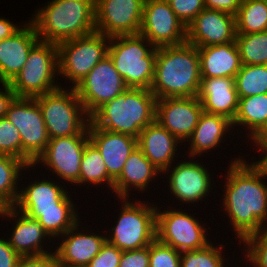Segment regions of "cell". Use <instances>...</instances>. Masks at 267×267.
<instances>
[{
	"label": "cell",
	"instance_id": "1",
	"mask_svg": "<svg viewBox=\"0 0 267 267\" xmlns=\"http://www.w3.org/2000/svg\"><path fill=\"white\" fill-rule=\"evenodd\" d=\"M239 154L243 153L234 154L225 167L227 171L221 173L224 176L220 177L225 178L221 179L223 182L220 180L223 191L218 206L220 214H224L223 220L228 218L231 229L228 232H235L232 237L238 240V245L248 236L267 228V174L255 160L247 159L249 154Z\"/></svg>",
	"mask_w": 267,
	"mask_h": 267
},
{
	"label": "cell",
	"instance_id": "2",
	"mask_svg": "<svg viewBox=\"0 0 267 267\" xmlns=\"http://www.w3.org/2000/svg\"><path fill=\"white\" fill-rule=\"evenodd\" d=\"M30 170L36 173V168L33 165L25 168L27 176L30 174L29 179L31 177L34 180L27 179L28 182L24 181L25 185L20 183L19 197L14 207L30 218L37 219L55 241L83 218L78 212L82 205L79 204L77 207L78 204L74 202V199L77 201L76 187L68 189L67 185L56 178H46V172H42L43 175L40 173L39 176L43 178H37V174L34 178ZM73 193L76 195L75 198L72 197Z\"/></svg>",
	"mask_w": 267,
	"mask_h": 267
},
{
	"label": "cell",
	"instance_id": "3",
	"mask_svg": "<svg viewBox=\"0 0 267 267\" xmlns=\"http://www.w3.org/2000/svg\"><path fill=\"white\" fill-rule=\"evenodd\" d=\"M201 81L198 48L188 42L157 48L150 87L156 99L195 97Z\"/></svg>",
	"mask_w": 267,
	"mask_h": 267
},
{
	"label": "cell",
	"instance_id": "4",
	"mask_svg": "<svg viewBox=\"0 0 267 267\" xmlns=\"http://www.w3.org/2000/svg\"><path fill=\"white\" fill-rule=\"evenodd\" d=\"M30 15L40 41L60 42L96 31L95 0H49Z\"/></svg>",
	"mask_w": 267,
	"mask_h": 267
},
{
	"label": "cell",
	"instance_id": "5",
	"mask_svg": "<svg viewBox=\"0 0 267 267\" xmlns=\"http://www.w3.org/2000/svg\"><path fill=\"white\" fill-rule=\"evenodd\" d=\"M156 100L149 89L127 88L99 107L90 121L98 128L138 138L155 121Z\"/></svg>",
	"mask_w": 267,
	"mask_h": 267
},
{
	"label": "cell",
	"instance_id": "6",
	"mask_svg": "<svg viewBox=\"0 0 267 267\" xmlns=\"http://www.w3.org/2000/svg\"><path fill=\"white\" fill-rule=\"evenodd\" d=\"M114 200L120 201L121 208L115 210L120 211L106 231V241L122 251L149 246L156 239L157 199L156 203L135 197Z\"/></svg>",
	"mask_w": 267,
	"mask_h": 267
},
{
	"label": "cell",
	"instance_id": "7",
	"mask_svg": "<svg viewBox=\"0 0 267 267\" xmlns=\"http://www.w3.org/2000/svg\"><path fill=\"white\" fill-rule=\"evenodd\" d=\"M107 55L128 88L150 90L157 47L145 37L140 34L111 37Z\"/></svg>",
	"mask_w": 267,
	"mask_h": 267
},
{
	"label": "cell",
	"instance_id": "8",
	"mask_svg": "<svg viewBox=\"0 0 267 267\" xmlns=\"http://www.w3.org/2000/svg\"><path fill=\"white\" fill-rule=\"evenodd\" d=\"M181 156L180 160L178 159L162 173V176L164 175L166 177H162V179H164L162 180V184L166 179L165 184L167 183V186L165 185V187L168 190L170 189L167 194L171 197H169L168 200L170 201L171 199H174L171 200L173 202V207L174 203L178 202L176 203L177 205L175 204V207L178 205L180 207L183 204L181 206L183 208L184 206H188L187 208L191 206L198 208L199 201H202L200 203L202 205L203 201L204 203L208 202V195L209 197H212V195L210 196L213 192L212 190L217 193L219 191L215 190V188H219V186H216V181L213 179V174L215 173H213L214 170L211 169L212 172L209 170L210 167H206V165L209 164H204L203 160L205 161V159H197V157L189 156L186 158L183 155Z\"/></svg>",
	"mask_w": 267,
	"mask_h": 267
},
{
	"label": "cell",
	"instance_id": "9",
	"mask_svg": "<svg viewBox=\"0 0 267 267\" xmlns=\"http://www.w3.org/2000/svg\"><path fill=\"white\" fill-rule=\"evenodd\" d=\"M157 204L159 205L156 210V238L160 242L173 247L180 253L199 250L212 241L215 242L210 239L209 232L211 233L212 230L209 229V225L201 221L202 218L195 216L197 208L193 212L191 208L172 207V204L165 207L160 204V201ZM160 205L164 207V210L161 211Z\"/></svg>",
	"mask_w": 267,
	"mask_h": 267
},
{
	"label": "cell",
	"instance_id": "10",
	"mask_svg": "<svg viewBox=\"0 0 267 267\" xmlns=\"http://www.w3.org/2000/svg\"><path fill=\"white\" fill-rule=\"evenodd\" d=\"M43 115L50 139L89 135L90 116L86 113L75 88H64L34 97Z\"/></svg>",
	"mask_w": 267,
	"mask_h": 267
},
{
	"label": "cell",
	"instance_id": "11",
	"mask_svg": "<svg viewBox=\"0 0 267 267\" xmlns=\"http://www.w3.org/2000/svg\"><path fill=\"white\" fill-rule=\"evenodd\" d=\"M58 77L57 44L39 41L29 52L25 66L9 84L16 97L34 98L63 87V80Z\"/></svg>",
	"mask_w": 267,
	"mask_h": 267
},
{
	"label": "cell",
	"instance_id": "12",
	"mask_svg": "<svg viewBox=\"0 0 267 267\" xmlns=\"http://www.w3.org/2000/svg\"><path fill=\"white\" fill-rule=\"evenodd\" d=\"M110 38L97 31L57 44L59 77L63 87L75 88L107 56ZM69 83V84H68ZM71 84V85H70Z\"/></svg>",
	"mask_w": 267,
	"mask_h": 267
},
{
	"label": "cell",
	"instance_id": "13",
	"mask_svg": "<svg viewBox=\"0 0 267 267\" xmlns=\"http://www.w3.org/2000/svg\"><path fill=\"white\" fill-rule=\"evenodd\" d=\"M5 117L20 132L21 160L27 165H33L50 139L37 101L35 98L15 97Z\"/></svg>",
	"mask_w": 267,
	"mask_h": 267
},
{
	"label": "cell",
	"instance_id": "14",
	"mask_svg": "<svg viewBox=\"0 0 267 267\" xmlns=\"http://www.w3.org/2000/svg\"><path fill=\"white\" fill-rule=\"evenodd\" d=\"M89 141V135L49 139L44 152L33 163V166L39 170L38 167L41 165V173L44 170L43 168L46 169L44 171L49 169L50 171L47 173L50 174L48 176L56 177L59 182L67 183V186L71 184L69 188L72 186L78 188L81 158Z\"/></svg>",
	"mask_w": 267,
	"mask_h": 267
},
{
	"label": "cell",
	"instance_id": "15",
	"mask_svg": "<svg viewBox=\"0 0 267 267\" xmlns=\"http://www.w3.org/2000/svg\"><path fill=\"white\" fill-rule=\"evenodd\" d=\"M0 221L6 222L9 237L7 240L14 251L20 256H35L54 251V240L42 228L37 219L30 218L18 211L14 206L0 209ZM12 224L8 229V223ZM11 233L9 234V232ZM48 242V243H47ZM50 243H53L50 245ZM49 245V246H48ZM52 246V247H51ZM52 249V250H51Z\"/></svg>",
	"mask_w": 267,
	"mask_h": 267
},
{
	"label": "cell",
	"instance_id": "16",
	"mask_svg": "<svg viewBox=\"0 0 267 267\" xmlns=\"http://www.w3.org/2000/svg\"><path fill=\"white\" fill-rule=\"evenodd\" d=\"M127 88L124 79L107 55L96 64L75 90L86 113L91 116L104 103L113 100Z\"/></svg>",
	"mask_w": 267,
	"mask_h": 267
},
{
	"label": "cell",
	"instance_id": "17",
	"mask_svg": "<svg viewBox=\"0 0 267 267\" xmlns=\"http://www.w3.org/2000/svg\"><path fill=\"white\" fill-rule=\"evenodd\" d=\"M140 35L154 47L186 42V26L178 19L167 0H145Z\"/></svg>",
	"mask_w": 267,
	"mask_h": 267
},
{
	"label": "cell",
	"instance_id": "18",
	"mask_svg": "<svg viewBox=\"0 0 267 267\" xmlns=\"http://www.w3.org/2000/svg\"><path fill=\"white\" fill-rule=\"evenodd\" d=\"M145 0H95L96 31L111 37L140 32Z\"/></svg>",
	"mask_w": 267,
	"mask_h": 267
},
{
	"label": "cell",
	"instance_id": "19",
	"mask_svg": "<svg viewBox=\"0 0 267 267\" xmlns=\"http://www.w3.org/2000/svg\"><path fill=\"white\" fill-rule=\"evenodd\" d=\"M81 220H84V218L80 219L71 229L55 240L57 242L54 244L58 246L55 245L54 253L57 262L62 265L86 267L100 252L102 245L106 241V234L104 233L106 230L99 231L97 228H93L94 230L92 231V227L85 224V222H81ZM87 226L90 231L86 228Z\"/></svg>",
	"mask_w": 267,
	"mask_h": 267
},
{
	"label": "cell",
	"instance_id": "20",
	"mask_svg": "<svg viewBox=\"0 0 267 267\" xmlns=\"http://www.w3.org/2000/svg\"><path fill=\"white\" fill-rule=\"evenodd\" d=\"M203 113L197 96L156 100L155 120L183 145L191 137Z\"/></svg>",
	"mask_w": 267,
	"mask_h": 267
},
{
	"label": "cell",
	"instance_id": "21",
	"mask_svg": "<svg viewBox=\"0 0 267 267\" xmlns=\"http://www.w3.org/2000/svg\"><path fill=\"white\" fill-rule=\"evenodd\" d=\"M235 16L227 12L202 10L186 27V42L199 47L235 42Z\"/></svg>",
	"mask_w": 267,
	"mask_h": 267
},
{
	"label": "cell",
	"instance_id": "22",
	"mask_svg": "<svg viewBox=\"0 0 267 267\" xmlns=\"http://www.w3.org/2000/svg\"><path fill=\"white\" fill-rule=\"evenodd\" d=\"M161 175L162 172L145 157L138 147H136L128 156L122 173L114 181L113 195H115V198H130L132 196L134 197V195L135 198L136 196L138 198V193L141 192L142 194L145 193V191L149 193L148 190L150 188H155L156 180V186L159 187L158 185L161 184L160 179L163 177ZM151 183L154 184L153 187ZM132 191L138 192L137 194L135 192L132 194Z\"/></svg>",
	"mask_w": 267,
	"mask_h": 267
},
{
	"label": "cell",
	"instance_id": "23",
	"mask_svg": "<svg viewBox=\"0 0 267 267\" xmlns=\"http://www.w3.org/2000/svg\"><path fill=\"white\" fill-rule=\"evenodd\" d=\"M232 132L234 133V129L231 120L203 111L191 137L184 144L186 147L188 146L187 151L183 152L184 156L206 158L211 153L210 151L213 150L216 153L215 150L219 151L220 147H225L224 143L228 141L227 135H231L232 139L238 138L234 137ZM221 144L223 146H220Z\"/></svg>",
	"mask_w": 267,
	"mask_h": 267
},
{
	"label": "cell",
	"instance_id": "24",
	"mask_svg": "<svg viewBox=\"0 0 267 267\" xmlns=\"http://www.w3.org/2000/svg\"><path fill=\"white\" fill-rule=\"evenodd\" d=\"M182 145L175 136L169 133L156 120L142 129L137 138V147L162 173L174 164L177 158L180 159L181 154L184 155V153H180L182 152L180 151L182 150Z\"/></svg>",
	"mask_w": 267,
	"mask_h": 267
},
{
	"label": "cell",
	"instance_id": "25",
	"mask_svg": "<svg viewBox=\"0 0 267 267\" xmlns=\"http://www.w3.org/2000/svg\"><path fill=\"white\" fill-rule=\"evenodd\" d=\"M89 140L98 148L105 162L108 175L115 181L124 168V164L137 147V138L121 133L110 132L88 124Z\"/></svg>",
	"mask_w": 267,
	"mask_h": 267
},
{
	"label": "cell",
	"instance_id": "26",
	"mask_svg": "<svg viewBox=\"0 0 267 267\" xmlns=\"http://www.w3.org/2000/svg\"><path fill=\"white\" fill-rule=\"evenodd\" d=\"M39 41L29 20L13 36L0 41V82L10 83L17 76L25 66L29 52Z\"/></svg>",
	"mask_w": 267,
	"mask_h": 267
},
{
	"label": "cell",
	"instance_id": "27",
	"mask_svg": "<svg viewBox=\"0 0 267 267\" xmlns=\"http://www.w3.org/2000/svg\"><path fill=\"white\" fill-rule=\"evenodd\" d=\"M197 98L204 112L224 116L233 122L239 103L235 78H201Z\"/></svg>",
	"mask_w": 267,
	"mask_h": 267
},
{
	"label": "cell",
	"instance_id": "28",
	"mask_svg": "<svg viewBox=\"0 0 267 267\" xmlns=\"http://www.w3.org/2000/svg\"><path fill=\"white\" fill-rule=\"evenodd\" d=\"M201 78H235L242 63L235 42L199 47Z\"/></svg>",
	"mask_w": 267,
	"mask_h": 267
},
{
	"label": "cell",
	"instance_id": "29",
	"mask_svg": "<svg viewBox=\"0 0 267 267\" xmlns=\"http://www.w3.org/2000/svg\"><path fill=\"white\" fill-rule=\"evenodd\" d=\"M267 120V93L239 98L238 111L232 122L234 134L242 143L250 139ZM239 131H238V130ZM243 130V131H242ZM237 132V134L235 133ZM245 138V140H244Z\"/></svg>",
	"mask_w": 267,
	"mask_h": 267
},
{
	"label": "cell",
	"instance_id": "30",
	"mask_svg": "<svg viewBox=\"0 0 267 267\" xmlns=\"http://www.w3.org/2000/svg\"><path fill=\"white\" fill-rule=\"evenodd\" d=\"M82 187L83 189L87 188L85 190H87L88 193L90 187H94L93 189L95 190L101 187L102 190L106 187L108 190L106 193L109 196H111L109 193L113 194L114 180L108 175L100 151L91 141L86 144L80 163L79 188L82 189ZM109 190L111 192H109Z\"/></svg>",
	"mask_w": 267,
	"mask_h": 267
},
{
	"label": "cell",
	"instance_id": "31",
	"mask_svg": "<svg viewBox=\"0 0 267 267\" xmlns=\"http://www.w3.org/2000/svg\"><path fill=\"white\" fill-rule=\"evenodd\" d=\"M27 166L21 159L0 155V209L15 206L19 197L20 183H24L23 180L28 178L24 176Z\"/></svg>",
	"mask_w": 267,
	"mask_h": 267
},
{
	"label": "cell",
	"instance_id": "32",
	"mask_svg": "<svg viewBox=\"0 0 267 267\" xmlns=\"http://www.w3.org/2000/svg\"><path fill=\"white\" fill-rule=\"evenodd\" d=\"M236 34L267 30V0H242L235 15Z\"/></svg>",
	"mask_w": 267,
	"mask_h": 267
},
{
	"label": "cell",
	"instance_id": "33",
	"mask_svg": "<svg viewBox=\"0 0 267 267\" xmlns=\"http://www.w3.org/2000/svg\"><path fill=\"white\" fill-rule=\"evenodd\" d=\"M228 237L230 236H227L222 242L220 240L217 243L211 242L205 248L199 250L181 252L180 267H228L230 256L227 258V255H224L226 254L225 249L226 251L231 250L226 248L229 244L226 243Z\"/></svg>",
	"mask_w": 267,
	"mask_h": 267
},
{
	"label": "cell",
	"instance_id": "34",
	"mask_svg": "<svg viewBox=\"0 0 267 267\" xmlns=\"http://www.w3.org/2000/svg\"><path fill=\"white\" fill-rule=\"evenodd\" d=\"M235 43L242 65H267V30L236 34Z\"/></svg>",
	"mask_w": 267,
	"mask_h": 267
},
{
	"label": "cell",
	"instance_id": "35",
	"mask_svg": "<svg viewBox=\"0 0 267 267\" xmlns=\"http://www.w3.org/2000/svg\"><path fill=\"white\" fill-rule=\"evenodd\" d=\"M235 87L238 98L267 93V65H242Z\"/></svg>",
	"mask_w": 267,
	"mask_h": 267
},
{
	"label": "cell",
	"instance_id": "36",
	"mask_svg": "<svg viewBox=\"0 0 267 267\" xmlns=\"http://www.w3.org/2000/svg\"><path fill=\"white\" fill-rule=\"evenodd\" d=\"M238 249L251 258L258 267H267V228L248 236Z\"/></svg>",
	"mask_w": 267,
	"mask_h": 267
},
{
	"label": "cell",
	"instance_id": "37",
	"mask_svg": "<svg viewBox=\"0 0 267 267\" xmlns=\"http://www.w3.org/2000/svg\"><path fill=\"white\" fill-rule=\"evenodd\" d=\"M0 155L21 159V136L6 117L0 118Z\"/></svg>",
	"mask_w": 267,
	"mask_h": 267
},
{
	"label": "cell",
	"instance_id": "38",
	"mask_svg": "<svg viewBox=\"0 0 267 267\" xmlns=\"http://www.w3.org/2000/svg\"><path fill=\"white\" fill-rule=\"evenodd\" d=\"M181 253L157 238L149 245V267H180Z\"/></svg>",
	"mask_w": 267,
	"mask_h": 267
},
{
	"label": "cell",
	"instance_id": "39",
	"mask_svg": "<svg viewBox=\"0 0 267 267\" xmlns=\"http://www.w3.org/2000/svg\"><path fill=\"white\" fill-rule=\"evenodd\" d=\"M178 19L187 27L205 9L204 0H167Z\"/></svg>",
	"mask_w": 267,
	"mask_h": 267
},
{
	"label": "cell",
	"instance_id": "40",
	"mask_svg": "<svg viewBox=\"0 0 267 267\" xmlns=\"http://www.w3.org/2000/svg\"><path fill=\"white\" fill-rule=\"evenodd\" d=\"M122 250L105 241L100 252L90 261L86 267H119Z\"/></svg>",
	"mask_w": 267,
	"mask_h": 267
},
{
	"label": "cell",
	"instance_id": "41",
	"mask_svg": "<svg viewBox=\"0 0 267 267\" xmlns=\"http://www.w3.org/2000/svg\"><path fill=\"white\" fill-rule=\"evenodd\" d=\"M119 267H149V246L122 251Z\"/></svg>",
	"mask_w": 267,
	"mask_h": 267
},
{
	"label": "cell",
	"instance_id": "42",
	"mask_svg": "<svg viewBox=\"0 0 267 267\" xmlns=\"http://www.w3.org/2000/svg\"><path fill=\"white\" fill-rule=\"evenodd\" d=\"M57 258L53 252L20 257L16 267H56Z\"/></svg>",
	"mask_w": 267,
	"mask_h": 267
},
{
	"label": "cell",
	"instance_id": "43",
	"mask_svg": "<svg viewBox=\"0 0 267 267\" xmlns=\"http://www.w3.org/2000/svg\"><path fill=\"white\" fill-rule=\"evenodd\" d=\"M20 256L10 246L8 240L0 237V267H16Z\"/></svg>",
	"mask_w": 267,
	"mask_h": 267
},
{
	"label": "cell",
	"instance_id": "44",
	"mask_svg": "<svg viewBox=\"0 0 267 267\" xmlns=\"http://www.w3.org/2000/svg\"><path fill=\"white\" fill-rule=\"evenodd\" d=\"M242 0H204L205 8L236 15Z\"/></svg>",
	"mask_w": 267,
	"mask_h": 267
},
{
	"label": "cell",
	"instance_id": "45",
	"mask_svg": "<svg viewBox=\"0 0 267 267\" xmlns=\"http://www.w3.org/2000/svg\"><path fill=\"white\" fill-rule=\"evenodd\" d=\"M247 142H251L249 143V148L255 149L257 155H260L267 148V120L249 141L247 140L245 143Z\"/></svg>",
	"mask_w": 267,
	"mask_h": 267
},
{
	"label": "cell",
	"instance_id": "46",
	"mask_svg": "<svg viewBox=\"0 0 267 267\" xmlns=\"http://www.w3.org/2000/svg\"><path fill=\"white\" fill-rule=\"evenodd\" d=\"M15 97L10 84L0 82V118L5 117L8 106Z\"/></svg>",
	"mask_w": 267,
	"mask_h": 267
},
{
	"label": "cell",
	"instance_id": "47",
	"mask_svg": "<svg viewBox=\"0 0 267 267\" xmlns=\"http://www.w3.org/2000/svg\"><path fill=\"white\" fill-rule=\"evenodd\" d=\"M26 22L19 23L10 21L4 16H0V41L13 36L18 30H20Z\"/></svg>",
	"mask_w": 267,
	"mask_h": 267
},
{
	"label": "cell",
	"instance_id": "48",
	"mask_svg": "<svg viewBox=\"0 0 267 267\" xmlns=\"http://www.w3.org/2000/svg\"><path fill=\"white\" fill-rule=\"evenodd\" d=\"M241 254H242V255L239 256V257H240V258H241L242 256H243V257H242L241 260L239 261L237 258L234 259V258H235L234 255H235V254L233 253V259H232V257H231V260H230L231 263L229 262L228 267H230V266L232 267L233 265H235V266H233V267H239L241 264H242V266H240V267H243V265H245L244 267H251V266H252V267H258V266L253 262V260H251V258H249L245 253L243 254V252H242ZM233 260H234V261L237 260L238 263H239V264H238L239 266H238L237 264H235V263L233 264V263H232V262H234ZM241 261H242V262L244 261L245 264H244V263H240ZM231 264H233V265H231ZM247 265H248V266H247Z\"/></svg>",
	"mask_w": 267,
	"mask_h": 267
},
{
	"label": "cell",
	"instance_id": "49",
	"mask_svg": "<svg viewBox=\"0 0 267 267\" xmlns=\"http://www.w3.org/2000/svg\"><path fill=\"white\" fill-rule=\"evenodd\" d=\"M252 160H256L255 162L263 169V171L267 174V148L258 156L251 155ZM255 157V158H254Z\"/></svg>",
	"mask_w": 267,
	"mask_h": 267
},
{
	"label": "cell",
	"instance_id": "50",
	"mask_svg": "<svg viewBox=\"0 0 267 267\" xmlns=\"http://www.w3.org/2000/svg\"><path fill=\"white\" fill-rule=\"evenodd\" d=\"M56 267H69V266H65V265H62V264H60V263L57 262Z\"/></svg>",
	"mask_w": 267,
	"mask_h": 267
}]
</instances>
